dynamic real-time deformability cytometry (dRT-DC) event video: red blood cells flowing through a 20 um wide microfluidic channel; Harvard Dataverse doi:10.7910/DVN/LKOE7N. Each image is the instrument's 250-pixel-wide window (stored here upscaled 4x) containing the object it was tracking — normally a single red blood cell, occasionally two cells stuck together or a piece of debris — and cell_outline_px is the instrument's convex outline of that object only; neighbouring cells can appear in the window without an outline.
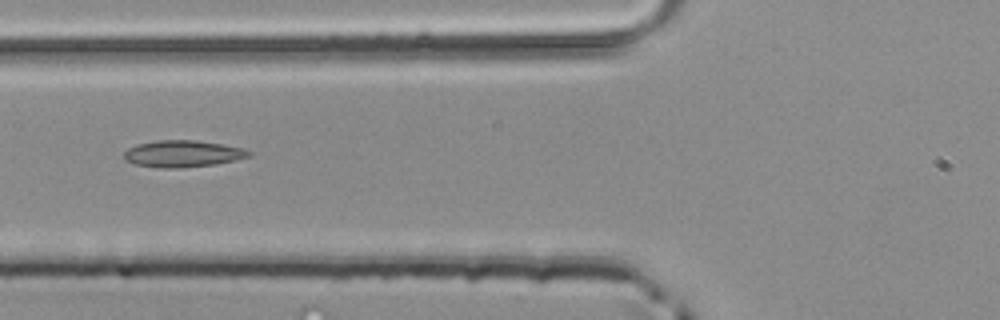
{"species": "common noctule bat (a hibernating species)", "species_latin": "Nyctalus noctula", "temperature_condition": "room temperature", "stored_images_in_passage": 34, "camera_frame_rate_fps": 3000, "um_per_image_px": 0.085, "animal": {"sex": "male", "body_mass_g": 20.4}, "frame": {"image": 1, "passage_image": 4, "time_ms": 1.0, "image_size_px": [1000, 320], "cell_outline_px": [[252, 156], [236, 160], [216, 164], [180, 168], [160, 168], [136, 164], [124, 160], [124, 152], [128, 148], [136, 144], [156, 140], [192, 140], [220, 144], [244, 148], [252, 152]], "centroid_in_image_um": [15.53, 13.07], "position_along_channel_um": 110.3, "area_um2": 19.54}}
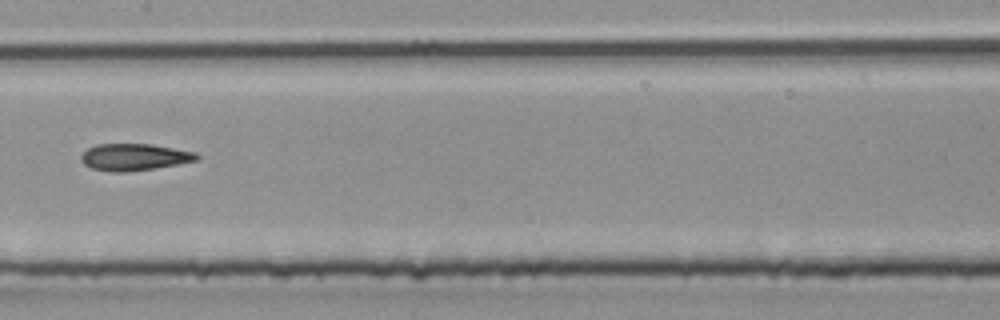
{"frame": {"image": 2, "passage_image": 10, "time_ms": 3.0, "image_size_px": [1000, 320], "cell_outline_px": [[200, 156], [196, 160], [176, 164], [152, 168], [124, 172], [112, 172], [92, 168], [84, 164], [80, 160], [80, 156], [88, 148], [96, 144], [152, 144], [196, 152]], "centroid_in_image_um": [11.38, 13.34], "position_along_channel_um": 196.0, "area_um2": 17.92}}
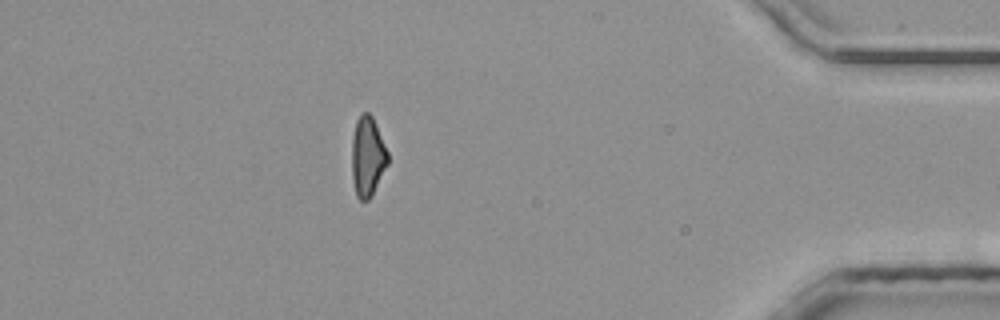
{"frame": {"image": 3, "passage_image": 28, "time_ms": 9.0, "image_size_px": [1000, 320], "cell_outline_px": [[388, 164], [372, 196], [368, 200], [360, 200], [356, 196], [352, 180], [352, 136], [356, 120], [360, 112], [368, 112], [372, 116], [388, 152]], "centroid_in_image_um": [31.23, 13.31], "position_along_channel_um": 404.0, "area_um2": 16.94}}